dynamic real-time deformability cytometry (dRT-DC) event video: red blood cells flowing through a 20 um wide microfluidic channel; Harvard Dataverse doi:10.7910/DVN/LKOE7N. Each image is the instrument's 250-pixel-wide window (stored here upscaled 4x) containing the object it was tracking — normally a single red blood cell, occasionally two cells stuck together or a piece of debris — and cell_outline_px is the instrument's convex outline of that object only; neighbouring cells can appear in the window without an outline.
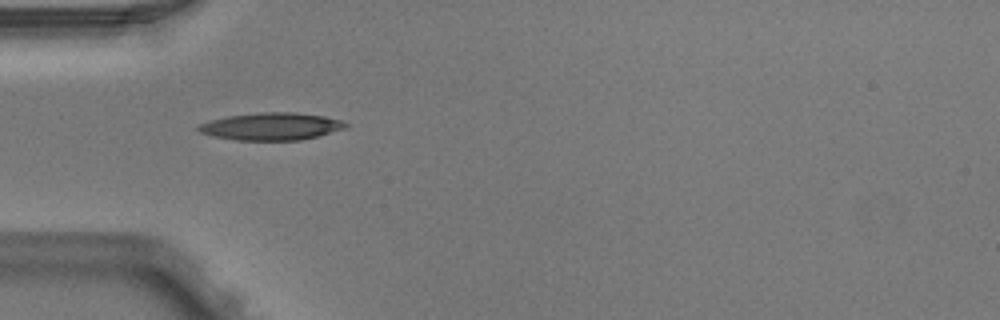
{"species": "Egyptian fruit bat (a non-hibernating species)", "species_latin": "Rousettus aegyptiacus", "temperature_condition": "warm", "stored_images_in_passage": 3, "camera_frame_rate_fps": 3000, "um_per_image_px": 0.085, "animal": {"sex": "male"}, "frame": {"image": 1, "passage_image": 1, "time_ms": 0.0, "image_size_px": [1000, 320], "cell_outline_px": [[348, 124], [344, 128], [320, 136], [300, 140], [236, 140], [212, 136], [200, 132], [196, 128], [200, 124], [208, 120], [228, 116], [260, 112], [296, 112], [324, 116], [344, 120]], "centroid_in_image_um": [23.07, 10.74], "position_along_channel_um": 61.9, "area_um2": 23.64}}
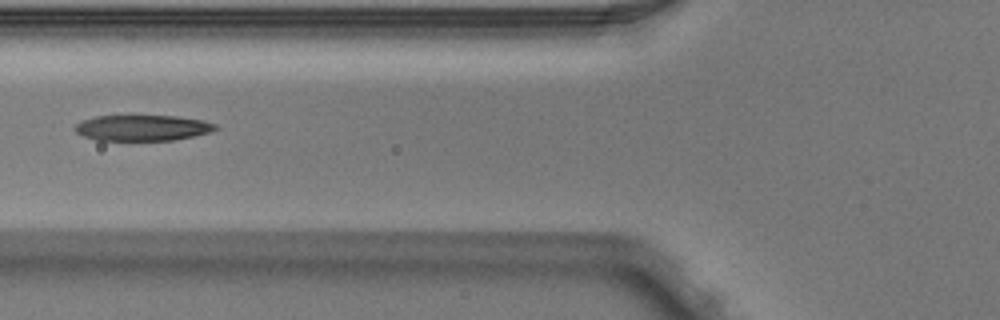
{"frame": {"image": 2, "passage_image": 2, "time_ms": 0.333, "image_size_px": [1000, 320], "cell_outline_px": [[220, 128], [208, 132], [176, 140], [96, 140], [84, 136], [76, 132], [72, 128], [80, 120], [96, 116], [176, 116], [204, 120], [216, 124]], "centroid_in_image_um": [12.09, 10.86], "position_along_channel_um": 113.7, "area_um2": 21.15}}
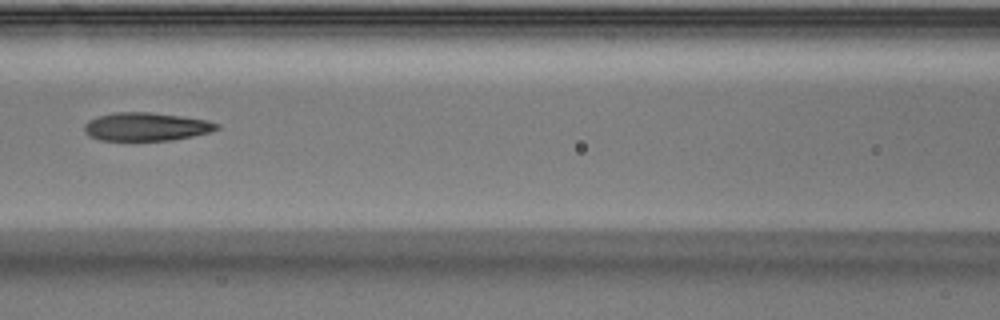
{"frame": {"image": 3, "passage_image": 3, "time_ms": 0.667, "image_size_px": [1000, 320], "cell_outline_px": [[220, 128], [208, 132], [192, 136], [172, 140], [100, 140], [88, 136], [84, 132], [84, 124], [88, 120], [96, 116], [116, 112], [148, 112], [208, 120], [220, 124]], "centroid_in_image_um": [12.38, 10.77], "position_along_channel_um": 154.2, "area_um2": 21.79}}